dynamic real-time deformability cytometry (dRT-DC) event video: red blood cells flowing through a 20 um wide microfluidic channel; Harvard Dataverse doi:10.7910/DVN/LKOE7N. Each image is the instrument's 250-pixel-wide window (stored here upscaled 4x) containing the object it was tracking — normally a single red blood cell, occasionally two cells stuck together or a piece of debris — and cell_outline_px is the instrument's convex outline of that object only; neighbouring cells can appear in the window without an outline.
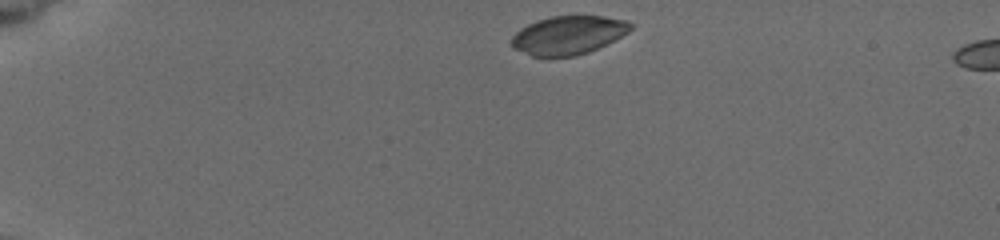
{"species": "common noctule bat (a hibernating species)", "species_latin": "Nyctalus noctula", "temperature_condition": "cold", "stored_images_in_passage": 8, "camera_frame_rate_fps": 3000, "um_per_image_px": 0.085, "animal": {"sex": "female", "body_mass_g": 19.5, "forearm_length_mm": 54.1}, "frame": {"image": 1, "passage_image": 1, "time_ms": 0.0, "image_size_px": [1000, 240], "cell_outline_px": [[636, 24], [628, 32], [588, 52], [576, 56], [532, 56], [512, 48], [512, 36], [520, 28], [536, 20], [552, 16], [604, 16], [628, 20]], "centroid_in_image_um": [48.31, 2.97], "position_along_channel_um": 36.7, "area_um2": 26.65}}
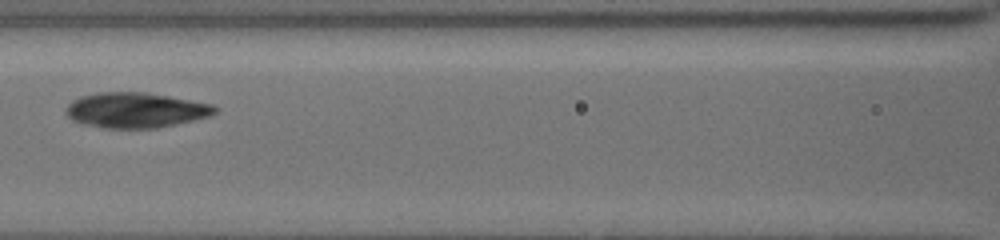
{"frame": {"image": 2, "passage_image": 6, "time_ms": 5.0, "image_size_px": [1000, 240], "cell_outline_px": [[220, 108], [212, 116], [176, 124], [156, 128], [104, 128], [84, 124], [72, 120], [64, 112], [68, 104], [72, 100], [80, 96], [96, 92], [148, 92], [212, 104]], "centroid_in_image_um": [11.54, 9.36], "position_along_channel_um": 155.1, "area_um2": 30.87}}
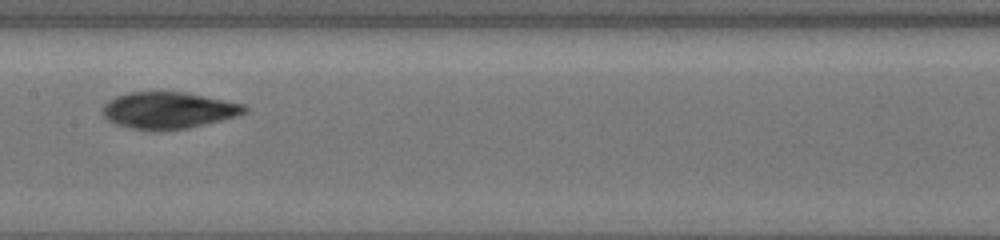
{"frame": {"image": 3, "passage_image": 7, "time_ms": 6.0, "image_size_px": [1000, 240], "cell_outline_px": [[248, 112], [236, 116], [188, 128], [160, 132], [152, 132], [132, 128], [116, 124], [108, 120], [104, 116], [104, 104], [108, 100], [116, 96], [128, 92], [184, 92], [244, 104], [248, 108]], "centroid_in_image_um": [14.31, 9.39], "position_along_channel_um": 193.1, "area_um2": 30.4}}